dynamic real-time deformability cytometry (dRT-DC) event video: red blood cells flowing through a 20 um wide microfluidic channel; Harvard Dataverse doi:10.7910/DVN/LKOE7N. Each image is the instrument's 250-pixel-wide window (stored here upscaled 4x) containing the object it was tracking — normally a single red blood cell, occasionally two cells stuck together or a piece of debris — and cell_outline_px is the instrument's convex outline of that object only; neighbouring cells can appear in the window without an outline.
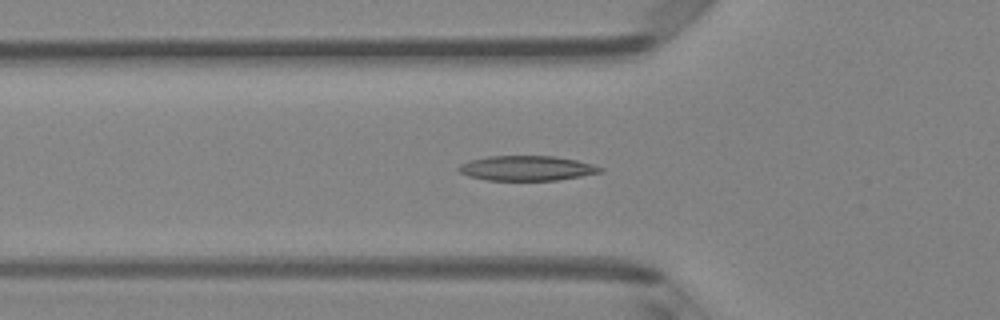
{"species": "Egyptian fruit bat (a non-hibernating species)", "species_latin": "Rousettus aegyptiacus", "temperature_condition": "room temperature", "stored_images_in_passage": 48, "camera_frame_rate_fps": 3000, "um_per_image_px": 0.085, "animal": {"sex": "female"}, "frame": {"image": 1, "passage_image": 16, "time_ms": 5.0, "image_size_px": [1000, 320], "cell_outline_px": [[604, 172], [556, 180], [488, 180], [468, 176], [460, 172], [456, 168], [460, 164], [468, 160], [488, 156], [556, 156], [576, 160], [592, 164], [604, 168]], "centroid_in_image_um": [44.76, 14.29], "position_along_channel_um": 81.0, "area_um2": 20.58}}
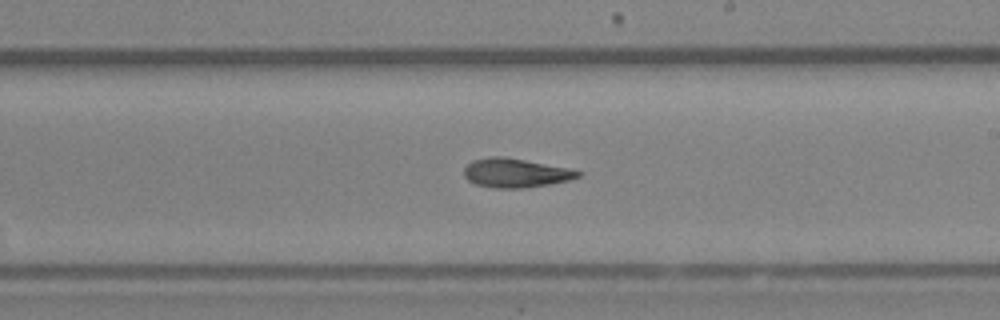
{"frame": {"image": 2, "passage_image": 28, "time_ms": 9.0, "image_size_px": [1000, 320], "cell_outline_px": [[584, 172], [580, 176], [568, 180], [552, 184], [520, 188], [496, 188], [476, 184], [468, 180], [464, 176], [464, 168], [472, 160], [488, 156], [500, 156], [572, 168]], "centroid_in_image_um": [43.85, 14.69], "position_along_channel_um": 245.2, "area_um2": 19.36}}
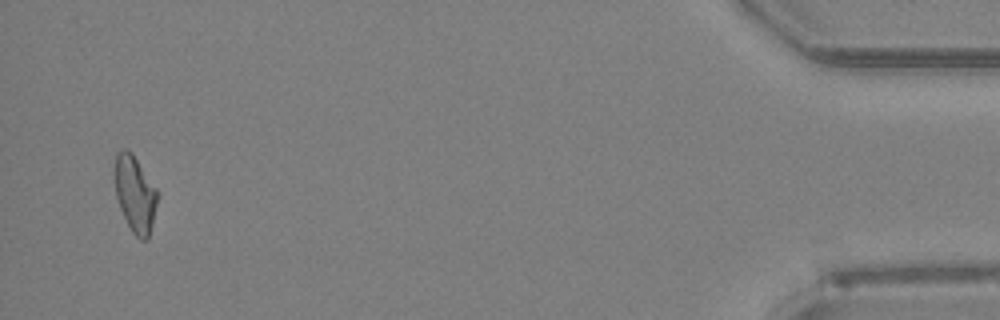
{"frame": {"image": 3, "passage_image": 47, "time_ms": 15.333, "image_size_px": [1000, 320], "cell_outline_px": [[160, 192], [148, 240], [140, 240], [132, 232], [120, 208], [116, 196], [112, 176], [112, 168], [116, 152], [120, 148], [128, 148], [132, 152]], "centroid_in_image_um": [11.45, 16.4], "position_along_channel_um": 423.8, "area_um2": 19.88}, "authors_computed_cell_mechanics": {"area_um2": 19.5653, "velocity_mm_per_s": 4.1066, "shape_relaxation_time_tau1_ms": 4.3703, "shape_relaxation_time_tau2_ms": 3.7591, "deformation_change_tau1": 0.1486, "deformation_change_tau2": 0.1275}}